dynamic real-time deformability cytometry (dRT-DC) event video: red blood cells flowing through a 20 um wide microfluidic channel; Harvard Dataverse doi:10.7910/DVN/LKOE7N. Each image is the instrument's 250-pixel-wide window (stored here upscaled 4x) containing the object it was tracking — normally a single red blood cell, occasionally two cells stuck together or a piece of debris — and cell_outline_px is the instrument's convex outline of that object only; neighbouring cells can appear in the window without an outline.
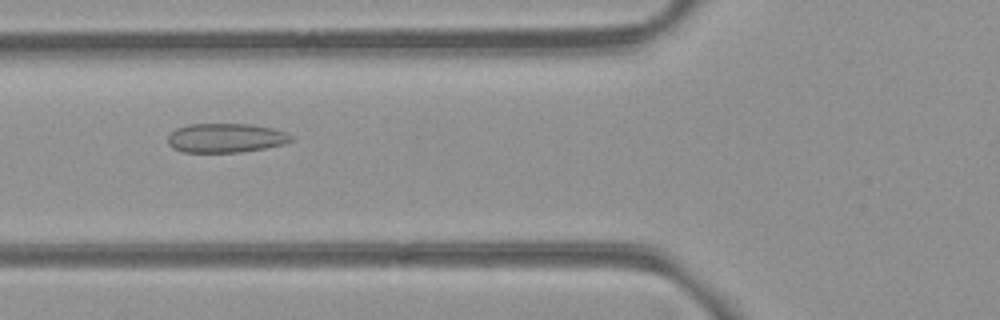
{"species": "common noctule bat (a hibernating species)", "species_latin": "Nyctalus noctula", "temperature_condition": "room temperature", "stored_images_in_passage": 6, "camera_frame_rate_fps": 3000, "um_per_image_px": 0.085, "animal": {"sex": "female", "body_mass_g": 21.9}, "frame": {"image": 1, "passage_image": 3, "time_ms": 2.333, "image_size_px": [1000, 320], "cell_outline_px": [[292, 140], [284, 144], [264, 148], [240, 152], [184, 152], [172, 148], [168, 144], [168, 136], [176, 128], [188, 124], [248, 124], [272, 128], [284, 132], [292, 136]], "centroid_in_image_um": [19.15, 11.73], "position_along_channel_um": 106.6, "area_um2": 20.87}}
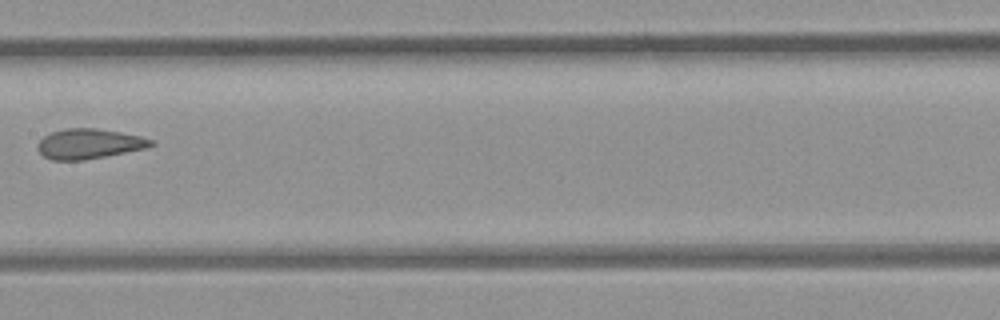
{"frame": {"image": 2, "passage_image": 5, "time_ms": 4.667, "image_size_px": [1000, 320], "cell_outline_px": [[156, 144], [148, 148], [84, 160], [52, 160], [44, 156], [36, 148], [36, 144], [44, 136], [52, 132], [64, 128], [96, 128], [120, 132], [140, 136], [152, 140]], "centroid_in_image_um": [7.57, 12.22], "position_along_channel_um": 199.8, "area_um2": 19.88}}
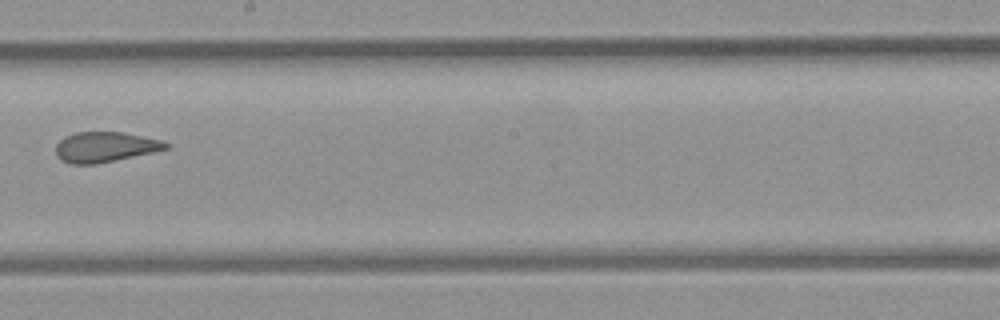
{"frame": {"image": 3, "passage_image": 6, "time_ms": 5.667, "image_size_px": [1000, 320], "cell_outline_px": [[168, 148], [152, 152], [116, 160], [96, 164], [72, 164], [60, 160], [56, 156], [56, 144], [64, 136], [76, 132], [124, 132], [160, 140], [168, 144]], "centroid_in_image_um": [8.87, 12.49], "position_along_channel_um": 239.3, "area_um2": 19.31}}